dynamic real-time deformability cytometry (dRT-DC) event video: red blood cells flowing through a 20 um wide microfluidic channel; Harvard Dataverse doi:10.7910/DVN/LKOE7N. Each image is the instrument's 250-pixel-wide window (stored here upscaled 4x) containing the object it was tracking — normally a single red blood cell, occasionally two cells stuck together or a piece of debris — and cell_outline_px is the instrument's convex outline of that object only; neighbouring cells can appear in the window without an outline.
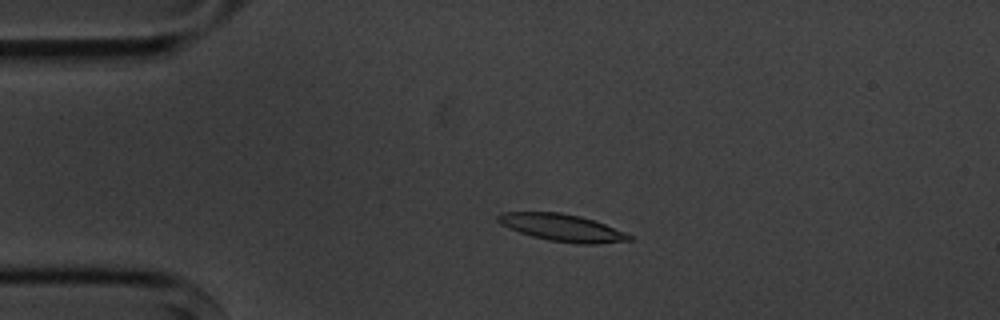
{"species": "common noctule bat (a hibernating species)", "species_latin": "Nyctalus noctula", "temperature_condition": "cold", "stored_images_in_passage": 6, "camera_frame_rate_fps": 3000, "um_per_image_px": 0.085, "animal": {"sex": "male", "body_mass_g": 20.1, "forearm_length_mm": 53.5}, "frame": {"image": 1, "passage_image": 4, "time_ms": 3.667, "image_size_px": [1000, 320], "cell_outline_px": [[632, 240], [596, 244], [580, 244], [548, 240], [532, 236], [508, 228], [500, 224], [496, 220], [496, 216], [500, 212], [560, 212], [580, 216], [604, 224], [624, 232], [632, 236]], "centroid_in_image_um": [47.73, 19.35], "position_along_channel_um": 37.3, "area_um2": 20.69}}
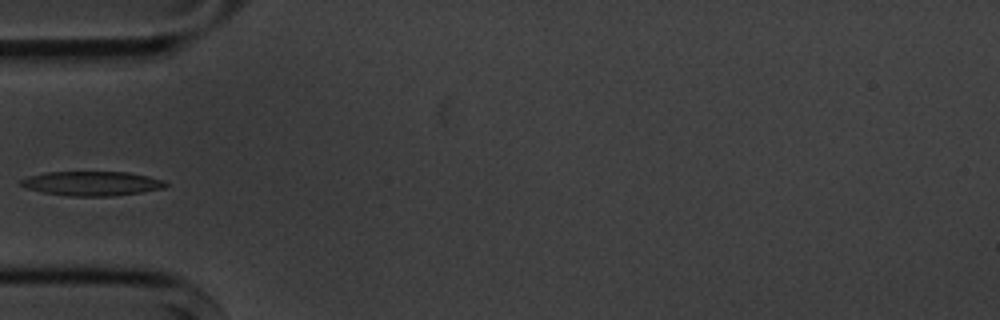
{"frame": {"image": 2, "passage_image": 6, "time_ms": 5.667, "image_size_px": [1000, 320], "cell_outline_px": [[168, 184], [164, 188], [140, 192], [112, 196], [68, 196], [44, 192], [28, 188], [20, 184], [20, 180], [28, 176], [48, 172], [128, 172], [148, 176], [164, 180]], "centroid_in_image_um": [7.83, 15.59], "position_along_channel_um": 77.2, "area_um2": 20.4}}